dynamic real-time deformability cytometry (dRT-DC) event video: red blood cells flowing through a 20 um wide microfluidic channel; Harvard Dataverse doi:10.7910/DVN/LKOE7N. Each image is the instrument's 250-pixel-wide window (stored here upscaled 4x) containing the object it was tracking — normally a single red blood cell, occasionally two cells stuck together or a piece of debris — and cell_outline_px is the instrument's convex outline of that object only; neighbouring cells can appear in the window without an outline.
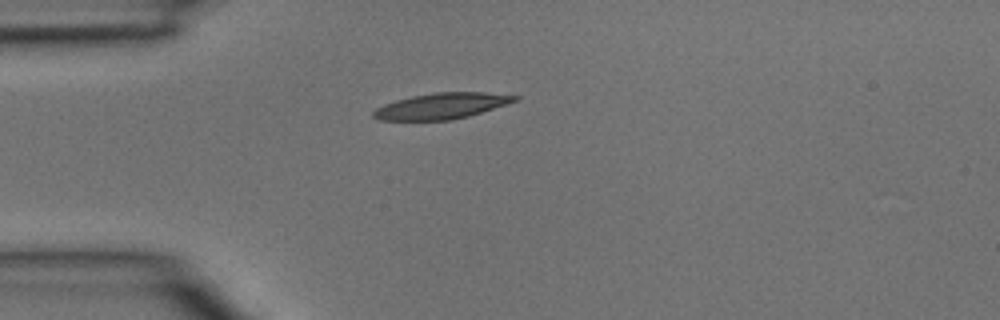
{"species": "common noctule bat (a hibernating species)", "species_latin": "Nyctalus noctula", "temperature_condition": "room temperature", "stored_images_in_passage": 1, "camera_frame_rate_fps": 3000, "um_per_image_px": 0.085, "animal": {"sex": "male", "body_mass_g": 15.6}, "frame": {"image": 1, "passage_image": 1, "time_ms": 0.0, "image_size_px": [1000, 320], "cell_outline_px": [[520, 100], [508, 104], [468, 116], [452, 120], [380, 120], [372, 116], [372, 112], [376, 108], [384, 104], [396, 100], [412, 96], [436, 92], [484, 92], [520, 96]], "centroid_in_image_um": [37.56, 9.0], "position_along_channel_um": 47.4, "area_um2": 21.39}}